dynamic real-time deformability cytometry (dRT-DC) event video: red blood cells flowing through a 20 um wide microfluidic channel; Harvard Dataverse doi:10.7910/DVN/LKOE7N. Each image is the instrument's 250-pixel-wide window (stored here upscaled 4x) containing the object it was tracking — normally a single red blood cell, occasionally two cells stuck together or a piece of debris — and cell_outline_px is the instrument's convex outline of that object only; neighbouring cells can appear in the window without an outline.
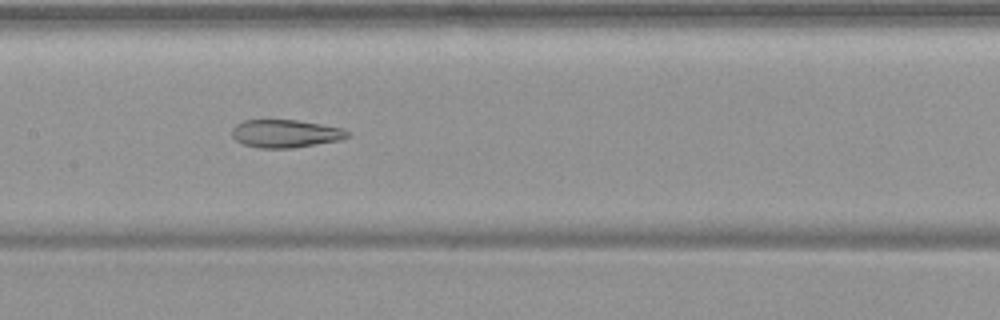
{"species": "common noctule bat (a hibernating species)", "species_latin": "Nyctalus noctula", "temperature_condition": "warm", "stored_images_in_passage": 54, "camera_frame_rate_fps": 3000, "um_per_image_px": 0.085, "animal": {"sex": "female", "body_mass_g": 19.9}, "frame": {"image": 1, "passage_image": 27, "time_ms": 8.667, "image_size_px": [1000, 320], "cell_outline_px": [[352, 136], [340, 140], [292, 148], [260, 148], [244, 144], [236, 140], [232, 136], [232, 128], [236, 124], [244, 120], [296, 120], [344, 128], [352, 132]], "centroid_in_image_um": [24.31, 11.35], "position_along_channel_um": 183.1, "area_um2": 18.9}}
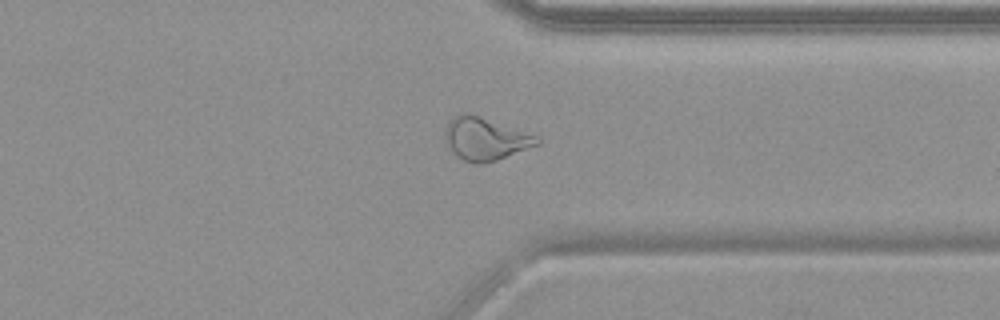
{"frame": {"image": 2, "passage_image": 42, "time_ms": 13.667, "image_size_px": [1000, 320], "cell_outline_px": [[540, 144], [496, 160], [484, 164], [472, 164], [456, 156], [452, 152], [444, 136], [444, 128], [452, 116], [460, 112], [468, 112], [540, 136]], "centroid_in_image_um": [41.23, 11.79], "position_along_channel_um": 370.2, "area_um2": 23.24}}
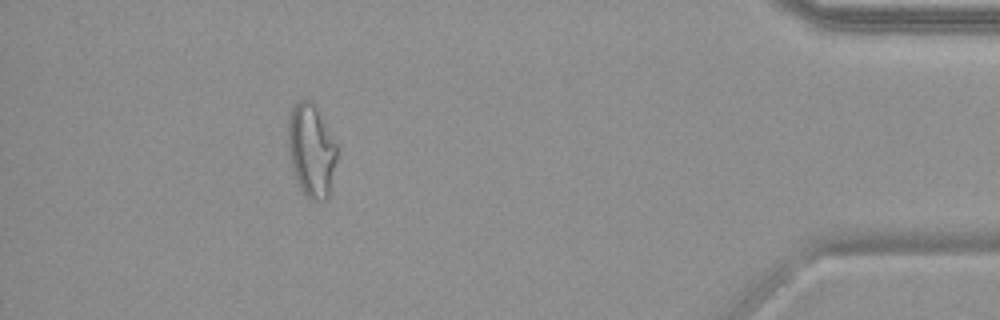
{"frame": {"image": 3, "passage_image": 49, "time_ms": 16.0, "image_size_px": [1000, 320], "cell_outline_px": [[336, 160], [328, 200], [308, 200], [304, 196], [292, 172], [288, 152], [288, 112], [296, 100], [312, 100], [316, 104], [336, 144]], "centroid_in_image_um": [26.43, 12.77], "position_along_channel_um": 408.8, "area_um2": 27.11}, "authors_computed_cell_mechanics": {"area_um2": 25.2008, "velocity_mm_per_s": 3.7491, "shape_relaxation_time_tau1_ms": null, "shape_relaxation_time_tau2_ms": 2.6194, "deformation_change_tau1": null, "deformation_change_tau2": 0.1182}}